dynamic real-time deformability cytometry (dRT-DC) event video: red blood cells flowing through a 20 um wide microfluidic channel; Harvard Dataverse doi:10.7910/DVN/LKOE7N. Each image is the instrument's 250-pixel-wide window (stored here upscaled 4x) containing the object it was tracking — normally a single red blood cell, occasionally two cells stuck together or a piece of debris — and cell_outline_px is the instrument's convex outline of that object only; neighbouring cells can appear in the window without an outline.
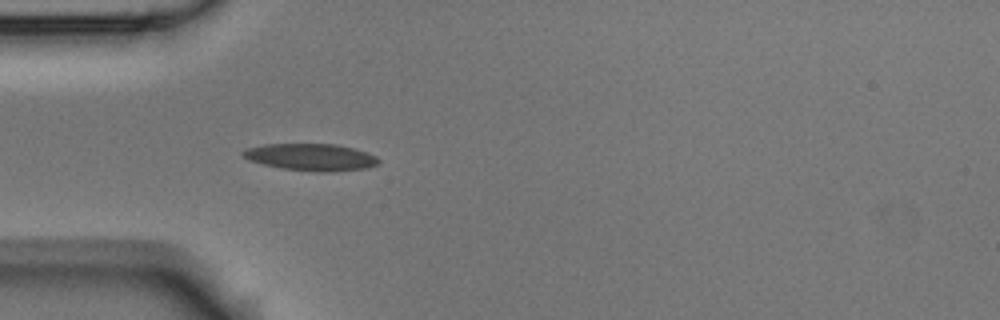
{"species": "Egyptian fruit bat (a non-hibernating species)", "species_latin": "Rousettus aegyptiacus", "temperature_condition": "room temperature", "stored_images_in_passage": 3, "camera_frame_rate_fps": 3000, "um_per_image_px": 0.085, "animal": {"sex": "male"}, "frame": {"image": 1, "passage_image": 3, "time_ms": 2.333, "image_size_px": [1000, 320], "cell_outline_px": [[380, 164], [368, 168], [336, 172], [320, 172], [284, 168], [264, 164], [248, 160], [240, 156], [240, 152], [248, 148], [264, 144], [336, 144], [352, 148], [376, 156], [380, 160]], "centroid_in_image_um": [26.44, 13.36], "position_along_channel_um": 58.6, "area_um2": 21.39}}